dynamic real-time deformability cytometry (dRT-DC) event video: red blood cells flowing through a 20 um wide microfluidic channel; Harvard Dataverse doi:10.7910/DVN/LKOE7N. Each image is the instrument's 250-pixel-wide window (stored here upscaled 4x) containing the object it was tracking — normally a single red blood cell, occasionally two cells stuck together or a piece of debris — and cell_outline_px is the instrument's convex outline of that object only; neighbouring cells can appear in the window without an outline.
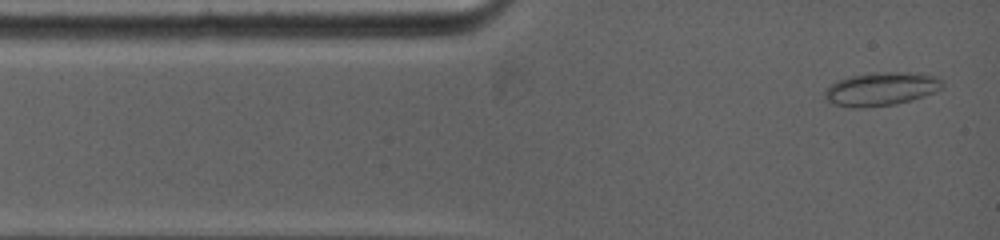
{"species": "common noctule bat (a hibernating species)", "species_latin": "Nyctalus noctula", "temperature_condition": "warm", "stored_images_in_passage": 15, "camera_frame_rate_fps": 5000, "um_per_image_px": 0.085, "animal": {"sex": "female", "body_mass_g": 19.0, "forearm_length_mm": 53.3}, "frame": {"image": 1, "passage_image": 1, "time_ms": 0.0, "image_size_px": [1000, 240], "cell_outline_px": [[944, 84], [940, 88], [924, 96], [912, 100], [896, 104], [864, 108], [852, 108], [832, 104], [824, 96], [824, 92], [836, 80], [848, 76], [876, 72], [908, 72], [932, 76], [940, 80]], "centroid_in_image_um": [74.84, 7.57], "position_along_channel_um": 10.2, "area_um2": 22.83}}
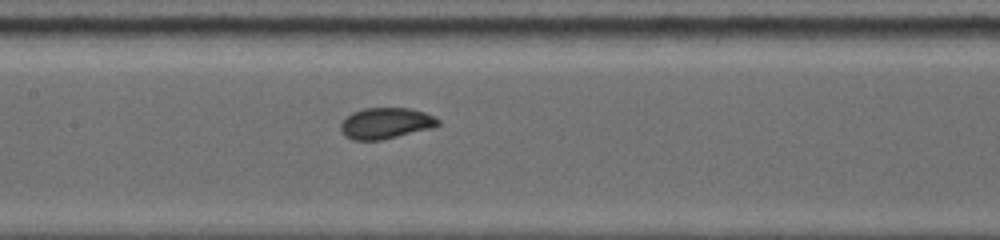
{"frame": {"image": 2, "passage_image": 10, "time_ms": 5.2, "image_size_px": [1000, 240], "cell_outline_px": [[440, 124], [432, 128], [380, 140], [352, 140], [344, 136], [340, 132], [340, 124], [352, 112], [364, 108], [412, 108], [424, 112], [440, 120]], "centroid_in_image_um": [32.77, 10.48], "position_along_channel_um": 174.6, "area_um2": 17.63}}
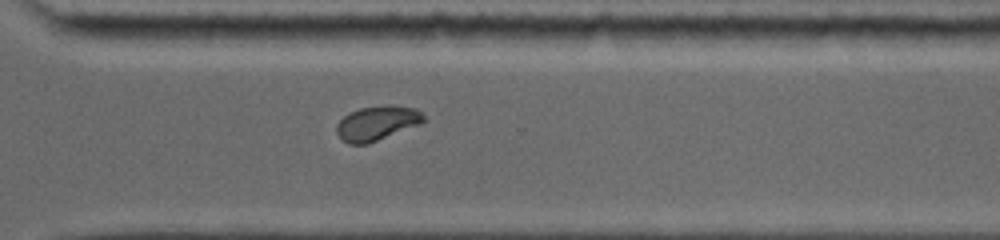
{"frame": {"image": 3, "passage_image": 15, "time_ms": 9.4, "image_size_px": [1000, 240], "cell_outline_px": [[424, 120], [420, 124], [368, 144], [348, 144], [336, 132], [336, 124], [344, 116], [360, 108], [384, 104], [416, 108], [424, 116]], "centroid_in_image_um": [32.04, 10.46], "position_along_channel_um": 338.6, "area_um2": 17.4}}